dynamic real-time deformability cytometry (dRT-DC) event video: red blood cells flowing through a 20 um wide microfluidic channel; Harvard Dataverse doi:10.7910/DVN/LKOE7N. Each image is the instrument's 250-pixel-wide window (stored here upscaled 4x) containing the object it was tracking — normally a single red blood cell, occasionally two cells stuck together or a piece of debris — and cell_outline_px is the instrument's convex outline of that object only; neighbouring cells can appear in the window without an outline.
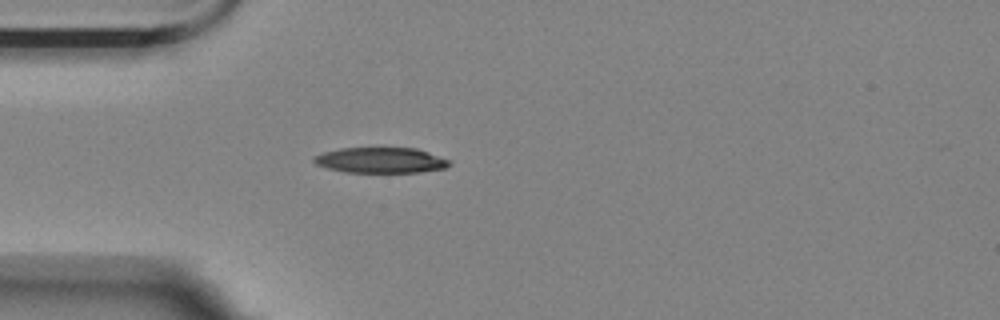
{"species": "Egyptian fruit bat (a non-hibernating species)", "species_latin": "Rousettus aegyptiacus", "temperature_condition": "room temperature", "stored_images_in_passage": 1, "camera_frame_rate_fps": 3000, "um_per_image_px": 0.085, "animal": {"sex": "female"}, "frame": {"image": 1, "passage_image": 1, "time_ms": 0.0, "image_size_px": [1000, 320], "cell_outline_px": [[452, 164], [444, 168], [420, 172], [344, 172], [328, 168], [316, 164], [312, 160], [312, 156], [324, 152], [340, 148], [416, 148], [452, 160]], "centroid_in_image_um": [32.37, 13.62], "position_along_channel_um": 52.6, "area_um2": 20.23}}